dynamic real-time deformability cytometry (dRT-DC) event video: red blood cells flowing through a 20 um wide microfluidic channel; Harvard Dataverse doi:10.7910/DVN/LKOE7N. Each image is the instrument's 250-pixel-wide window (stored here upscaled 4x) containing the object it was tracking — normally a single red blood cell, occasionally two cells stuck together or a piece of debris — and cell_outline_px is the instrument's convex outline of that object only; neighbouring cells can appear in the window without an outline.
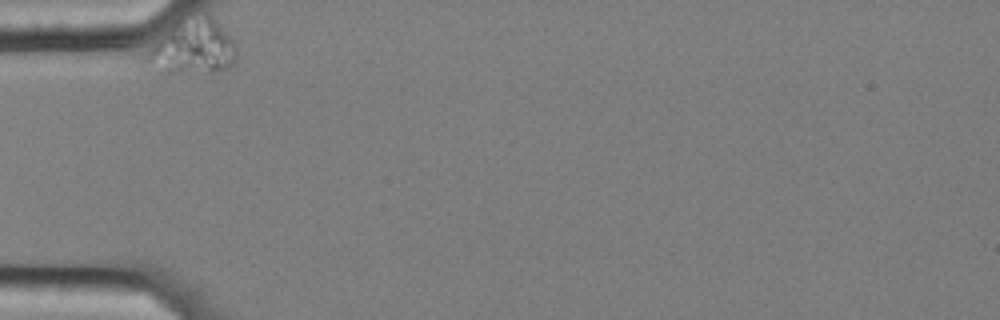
{"species": "common noctule bat (a hibernating species)", "species_latin": "Nyctalus noctula", "temperature_condition": "cold", "stored_images_in_passage": 36, "camera_frame_rate_fps": 3000, "um_per_image_px": 0.085, "animal": {"sex": "female", "body_mass_g": 25.1}, "frame": {"image": 1, "passage_image": 1, "time_ms": 0.0, "image_size_px": [1000, 320], "cell_outline_px": [[236, 56], [232, 64], [228, 68], [212, 72], [164, 72], [148, 60], [148, 52], [180, 12], [208, 12], [220, 24], [236, 44]], "centroid_in_image_um": [16.45, 3.86], "position_along_channel_um": 68.5, "area_um2": 29.02}}
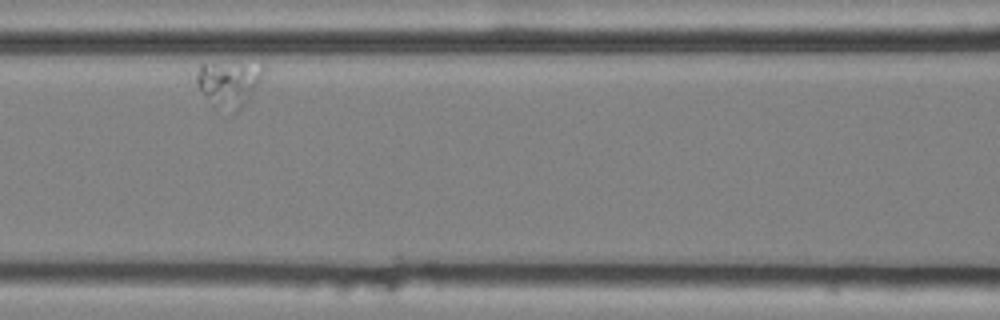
{"frame": {"image": 2, "passage_image": 11, "time_ms": 3.333, "image_size_px": [1000, 320], "cell_outline_px": [[264, 72], [260, 80], [244, 104], [236, 112], [232, 112], [212, 104], [200, 88], [196, 80], [196, 76], [200, 64], [260, 60], [264, 60]], "centroid_in_image_um": [19.52, 6.99], "position_along_channel_um": 147.1, "area_um2": 18.03}}
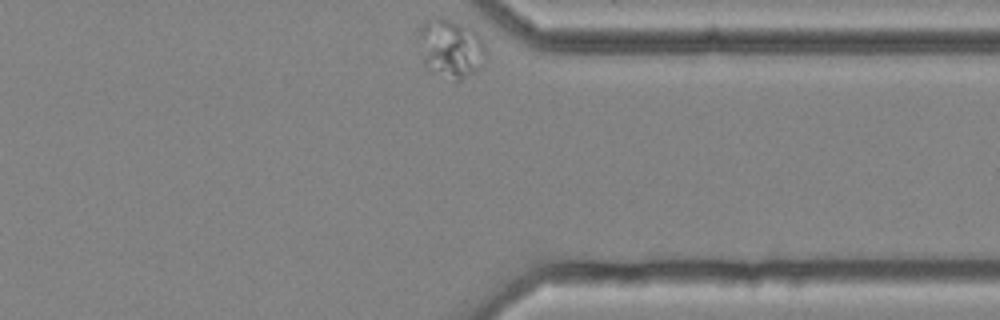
{"frame": {"image": 3, "passage_image": 36, "time_ms": 11.667, "image_size_px": [1000, 320], "cell_outline_px": [[488, 60], [480, 68], [460, 80], [456, 80], [424, 64], [420, 32], [420, 28], [424, 24], [444, 16], [472, 28], [476, 32], [484, 44], [488, 52]], "centroid_in_image_um": [38.44, 4.08], "position_along_channel_um": 373.0, "area_um2": 22.2}}